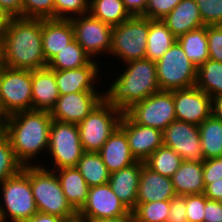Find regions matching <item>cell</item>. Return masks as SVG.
<instances>
[{
    "instance_id": "6da1fadb",
    "label": "cell",
    "mask_w": 222,
    "mask_h": 222,
    "mask_svg": "<svg viewBox=\"0 0 222 222\" xmlns=\"http://www.w3.org/2000/svg\"><path fill=\"white\" fill-rule=\"evenodd\" d=\"M0 50L5 67L31 71L47 67L42 46V19L11 18L1 36Z\"/></svg>"
},
{
    "instance_id": "7a4b0ae2",
    "label": "cell",
    "mask_w": 222,
    "mask_h": 222,
    "mask_svg": "<svg viewBox=\"0 0 222 222\" xmlns=\"http://www.w3.org/2000/svg\"><path fill=\"white\" fill-rule=\"evenodd\" d=\"M52 120L50 112L40 110L19 111L6 117L4 134L23 166L41 164L38 159L42 158L37 157L47 154Z\"/></svg>"
},
{
    "instance_id": "3957f363",
    "label": "cell",
    "mask_w": 222,
    "mask_h": 222,
    "mask_svg": "<svg viewBox=\"0 0 222 222\" xmlns=\"http://www.w3.org/2000/svg\"><path fill=\"white\" fill-rule=\"evenodd\" d=\"M120 65L124 69L121 67V73H114V80L107 79L112 82H105L109 88L103 90V98L111 106L124 113L133 104L161 91L155 61L139 59Z\"/></svg>"
},
{
    "instance_id": "277c9868",
    "label": "cell",
    "mask_w": 222,
    "mask_h": 222,
    "mask_svg": "<svg viewBox=\"0 0 222 222\" xmlns=\"http://www.w3.org/2000/svg\"><path fill=\"white\" fill-rule=\"evenodd\" d=\"M44 165H29V179L39 212L56 215L66 220L77 217V211L67 201L54 170Z\"/></svg>"
},
{
    "instance_id": "5b68a950",
    "label": "cell",
    "mask_w": 222,
    "mask_h": 222,
    "mask_svg": "<svg viewBox=\"0 0 222 222\" xmlns=\"http://www.w3.org/2000/svg\"><path fill=\"white\" fill-rule=\"evenodd\" d=\"M0 191V210L4 222H27L38 212L29 179V165L2 182Z\"/></svg>"
},
{
    "instance_id": "8992f818",
    "label": "cell",
    "mask_w": 222,
    "mask_h": 222,
    "mask_svg": "<svg viewBox=\"0 0 222 222\" xmlns=\"http://www.w3.org/2000/svg\"><path fill=\"white\" fill-rule=\"evenodd\" d=\"M149 18L131 16L123 23L112 28L110 56L124 64L130 61L145 59Z\"/></svg>"
},
{
    "instance_id": "52a82bcc",
    "label": "cell",
    "mask_w": 222,
    "mask_h": 222,
    "mask_svg": "<svg viewBox=\"0 0 222 222\" xmlns=\"http://www.w3.org/2000/svg\"><path fill=\"white\" fill-rule=\"evenodd\" d=\"M80 140V132L77 124L52 120L49 133V144L46 155L52 162L48 163L50 170H58L64 167H76L84 153Z\"/></svg>"
},
{
    "instance_id": "ba28073f",
    "label": "cell",
    "mask_w": 222,
    "mask_h": 222,
    "mask_svg": "<svg viewBox=\"0 0 222 222\" xmlns=\"http://www.w3.org/2000/svg\"><path fill=\"white\" fill-rule=\"evenodd\" d=\"M123 112L105 100L99 103L79 124L80 140L85 152H99L119 126Z\"/></svg>"
},
{
    "instance_id": "9c48e42d",
    "label": "cell",
    "mask_w": 222,
    "mask_h": 222,
    "mask_svg": "<svg viewBox=\"0 0 222 222\" xmlns=\"http://www.w3.org/2000/svg\"><path fill=\"white\" fill-rule=\"evenodd\" d=\"M156 69L161 91H173L196 85L197 68L187 58L177 41L156 61Z\"/></svg>"
},
{
    "instance_id": "30bf717a",
    "label": "cell",
    "mask_w": 222,
    "mask_h": 222,
    "mask_svg": "<svg viewBox=\"0 0 222 222\" xmlns=\"http://www.w3.org/2000/svg\"><path fill=\"white\" fill-rule=\"evenodd\" d=\"M32 71L0 69V107L9 116L19 111L32 110Z\"/></svg>"
},
{
    "instance_id": "8fae6325",
    "label": "cell",
    "mask_w": 222,
    "mask_h": 222,
    "mask_svg": "<svg viewBox=\"0 0 222 222\" xmlns=\"http://www.w3.org/2000/svg\"><path fill=\"white\" fill-rule=\"evenodd\" d=\"M134 123L163 131L176 120L173 91H159L124 112Z\"/></svg>"
},
{
    "instance_id": "7c38bea8",
    "label": "cell",
    "mask_w": 222,
    "mask_h": 222,
    "mask_svg": "<svg viewBox=\"0 0 222 222\" xmlns=\"http://www.w3.org/2000/svg\"><path fill=\"white\" fill-rule=\"evenodd\" d=\"M70 21L76 42L91 58L97 60L99 55L109 56L113 27L93 17L90 13L72 17Z\"/></svg>"
},
{
    "instance_id": "4fadbf2b",
    "label": "cell",
    "mask_w": 222,
    "mask_h": 222,
    "mask_svg": "<svg viewBox=\"0 0 222 222\" xmlns=\"http://www.w3.org/2000/svg\"><path fill=\"white\" fill-rule=\"evenodd\" d=\"M85 222L90 220L133 216L126 205L115 195L108 183L89 188L87 200L77 212Z\"/></svg>"
},
{
    "instance_id": "5bb4252c",
    "label": "cell",
    "mask_w": 222,
    "mask_h": 222,
    "mask_svg": "<svg viewBox=\"0 0 222 222\" xmlns=\"http://www.w3.org/2000/svg\"><path fill=\"white\" fill-rule=\"evenodd\" d=\"M163 145L173 149L183 161H203L197 125L175 120L162 131Z\"/></svg>"
},
{
    "instance_id": "9a60e30c",
    "label": "cell",
    "mask_w": 222,
    "mask_h": 222,
    "mask_svg": "<svg viewBox=\"0 0 222 222\" xmlns=\"http://www.w3.org/2000/svg\"><path fill=\"white\" fill-rule=\"evenodd\" d=\"M97 91H81L60 95L50 114L52 119L72 124H79L103 98L102 86ZM101 91V93H100Z\"/></svg>"
},
{
    "instance_id": "2e32d148",
    "label": "cell",
    "mask_w": 222,
    "mask_h": 222,
    "mask_svg": "<svg viewBox=\"0 0 222 222\" xmlns=\"http://www.w3.org/2000/svg\"><path fill=\"white\" fill-rule=\"evenodd\" d=\"M176 120L199 126L212 114V98L196 86L173 90Z\"/></svg>"
},
{
    "instance_id": "e0dca14e",
    "label": "cell",
    "mask_w": 222,
    "mask_h": 222,
    "mask_svg": "<svg viewBox=\"0 0 222 222\" xmlns=\"http://www.w3.org/2000/svg\"><path fill=\"white\" fill-rule=\"evenodd\" d=\"M119 127L125 132L130 151L137 161L144 162L163 145L160 129L134 123L125 113L122 115Z\"/></svg>"
},
{
    "instance_id": "ac0fdd59",
    "label": "cell",
    "mask_w": 222,
    "mask_h": 222,
    "mask_svg": "<svg viewBox=\"0 0 222 222\" xmlns=\"http://www.w3.org/2000/svg\"><path fill=\"white\" fill-rule=\"evenodd\" d=\"M100 60H92L88 65L68 70H55V80L60 95L81 91H96L100 81Z\"/></svg>"
},
{
    "instance_id": "d6986e66",
    "label": "cell",
    "mask_w": 222,
    "mask_h": 222,
    "mask_svg": "<svg viewBox=\"0 0 222 222\" xmlns=\"http://www.w3.org/2000/svg\"><path fill=\"white\" fill-rule=\"evenodd\" d=\"M175 195L172 179L153 171L143 162L136 203L171 200Z\"/></svg>"
},
{
    "instance_id": "ffe728a7",
    "label": "cell",
    "mask_w": 222,
    "mask_h": 222,
    "mask_svg": "<svg viewBox=\"0 0 222 222\" xmlns=\"http://www.w3.org/2000/svg\"><path fill=\"white\" fill-rule=\"evenodd\" d=\"M74 39L70 19H42V46L47 63Z\"/></svg>"
},
{
    "instance_id": "44dd1931",
    "label": "cell",
    "mask_w": 222,
    "mask_h": 222,
    "mask_svg": "<svg viewBox=\"0 0 222 222\" xmlns=\"http://www.w3.org/2000/svg\"><path fill=\"white\" fill-rule=\"evenodd\" d=\"M32 110L51 112L60 93L55 70L48 67L32 70Z\"/></svg>"
},
{
    "instance_id": "7402d4cb",
    "label": "cell",
    "mask_w": 222,
    "mask_h": 222,
    "mask_svg": "<svg viewBox=\"0 0 222 222\" xmlns=\"http://www.w3.org/2000/svg\"><path fill=\"white\" fill-rule=\"evenodd\" d=\"M98 153L110 173L137 162L130 151L126 134L119 126Z\"/></svg>"
},
{
    "instance_id": "603a6c76",
    "label": "cell",
    "mask_w": 222,
    "mask_h": 222,
    "mask_svg": "<svg viewBox=\"0 0 222 222\" xmlns=\"http://www.w3.org/2000/svg\"><path fill=\"white\" fill-rule=\"evenodd\" d=\"M142 161L110 173L108 184L115 193V195L132 211L136 207L137 191Z\"/></svg>"
},
{
    "instance_id": "cb8c5ba5",
    "label": "cell",
    "mask_w": 222,
    "mask_h": 222,
    "mask_svg": "<svg viewBox=\"0 0 222 222\" xmlns=\"http://www.w3.org/2000/svg\"><path fill=\"white\" fill-rule=\"evenodd\" d=\"M162 21L176 38L204 26L195 0H182Z\"/></svg>"
},
{
    "instance_id": "d4e9b609",
    "label": "cell",
    "mask_w": 222,
    "mask_h": 222,
    "mask_svg": "<svg viewBox=\"0 0 222 222\" xmlns=\"http://www.w3.org/2000/svg\"><path fill=\"white\" fill-rule=\"evenodd\" d=\"M171 179L176 195L204 193L203 161H183Z\"/></svg>"
},
{
    "instance_id": "484cf974",
    "label": "cell",
    "mask_w": 222,
    "mask_h": 222,
    "mask_svg": "<svg viewBox=\"0 0 222 222\" xmlns=\"http://www.w3.org/2000/svg\"><path fill=\"white\" fill-rule=\"evenodd\" d=\"M54 171L67 201L78 212L87 200L90 187L76 167H64Z\"/></svg>"
},
{
    "instance_id": "4316f807",
    "label": "cell",
    "mask_w": 222,
    "mask_h": 222,
    "mask_svg": "<svg viewBox=\"0 0 222 222\" xmlns=\"http://www.w3.org/2000/svg\"><path fill=\"white\" fill-rule=\"evenodd\" d=\"M187 58L198 69L209 59L207 26L191 30L177 38Z\"/></svg>"
},
{
    "instance_id": "83f0119b",
    "label": "cell",
    "mask_w": 222,
    "mask_h": 222,
    "mask_svg": "<svg viewBox=\"0 0 222 222\" xmlns=\"http://www.w3.org/2000/svg\"><path fill=\"white\" fill-rule=\"evenodd\" d=\"M176 41L177 38L162 20L149 19L145 59L156 62Z\"/></svg>"
},
{
    "instance_id": "f1b7e54d",
    "label": "cell",
    "mask_w": 222,
    "mask_h": 222,
    "mask_svg": "<svg viewBox=\"0 0 222 222\" xmlns=\"http://www.w3.org/2000/svg\"><path fill=\"white\" fill-rule=\"evenodd\" d=\"M198 128L204 160L222 157V121L211 114Z\"/></svg>"
},
{
    "instance_id": "f546056e",
    "label": "cell",
    "mask_w": 222,
    "mask_h": 222,
    "mask_svg": "<svg viewBox=\"0 0 222 222\" xmlns=\"http://www.w3.org/2000/svg\"><path fill=\"white\" fill-rule=\"evenodd\" d=\"M76 168L89 187L108 183L110 172L98 152H84Z\"/></svg>"
},
{
    "instance_id": "4dcf8cb0",
    "label": "cell",
    "mask_w": 222,
    "mask_h": 222,
    "mask_svg": "<svg viewBox=\"0 0 222 222\" xmlns=\"http://www.w3.org/2000/svg\"><path fill=\"white\" fill-rule=\"evenodd\" d=\"M93 58L74 39L60 50L49 62L51 70H68L88 65Z\"/></svg>"
},
{
    "instance_id": "1f68e13d",
    "label": "cell",
    "mask_w": 222,
    "mask_h": 222,
    "mask_svg": "<svg viewBox=\"0 0 222 222\" xmlns=\"http://www.w3.org/2000/svg\"><path fill=\"white\" fill-rule=\"evenodd\" d=\"M89 13L111 27L131 17L122 0H90Z\"/></svg>"
},
{
    "instance_id": "d6a6232c",
    "label": "cell",
    "mask_w": 222,
    "mask_h": 222,
    "mask_svg": "<svg viewBox=\"0 0 222 222\" xmlns=\"http://www.w3.org/2000/svg\"><path fill=\"white\" fill-rule=\"evenodd\" d=\"M195 86L211 98L222 94V63L212 59L206 60L197 69Z\"/></svg>"
},
{
    "instance_id": "836d02e7",
    "label": "cell",
    "mask_w": 222,
    "mask_h": 222,
    "mask_svg": "<svg viewBox=\"0 0 222 222\" xmlns=\"http://www.w3.org/2000/svg\"><path fill=\"white\" fill-rule=\"evenodd\" d=\"M182 162L183 159L180 155L165 145L156 149L144 161V163L153 171L170 178L179 169Z\"/></svg>"
},
{
    "instance_id": "e575fe53",
    "label": "cell",
    "mask_w": 222,
    "mask_h": 222,
    "mask_svg": "<svg viewBox=\"0 0 222 222\" xmlns=\"http://www.w3.org/2000/svg\"><path fill=\"white\" fill-rule=\"evenodd\" d=\"M170 200L136 203L131 211L134 222H167Z\"/></svg>"
},
{
    "instance_id": "d590c367",
    "label": "cell",
    "mask_w": 222,
    "mask_h": 222,
    "mask_svg": "<svg viewBox=\"0 0 222 222\" xmlns=\"http://www.w3.org/2000/svg\"><path fill=\"white\" fill-rule=\"evenodd\" d=\"M23 169V164L16 158L15 152L8 137L0 135V184L7 178L18 174Z\"/></svg>"
},
{
    "instance_id": "8d00e7d4",
    "label": "cell",
    "mask_w": 222,
    "mask_h": 222,
    "mask_svg": "<svg viewBox=\"0 0 222 222\" xmlns=\"http://www.w3.org/2000/svg\"><path fill=\"white\" fill-rule=\"evenodd\" d=\"M22 17L55 19L54 0H22Z\"/></svg>"
},
{
    "instance_id": "74e56055",
    "label": "cell",
    "mask_w": 222,
    "mask_h": 222,
    "mask_svg": "<svg viewBox=\"0 0 222 222\" xmlns=\"http://www.w3.org/2000/svg\"><path fill=\"white\" fill-rule=\"evenodd\" d=\"M55 19H70L89 13L90 0H54Z\"/></svg>"
},
{
    "instance_id": "f35d334b",
    "label": "cell",
    "mask_w": 222,
    "mask_h": 222,
    "mask_svg": "<svg viewBox=\"0 0 222 222\" xmlns=\"http://www.w3.org/2000/svg\"><path fill=\"white\" fill-rule=\"evenodd\" d=\"M204 26L222 25V0H195Z\"/></svg>"
},
{
    "instance_id": "ab89813d",
    "label": "cell",
    "mask_w": 222,
    "mask_h": 222,
    "mask_svg": "<svg viewBox=\"0 0 222 222\" xmlns=\"http://www.w3.org/2000/svg\"><path fill=\"white\" fill-rule=\"evenodd\" d=\"M207 199L204 193L185 195L186 218L188 222H203Z\"/></svg>"
},
{
    "instance_id": "60d3db41",
    "label": "cell",
    "mask_w": 222,
    "mask_h": 222,
    "mask_svg": "<svg viewBox=\"0 0 222 222\" xmlns=\"http://www.w3.org/2000/svg\"><path fill=\"white\" fill-rule=\"evenodd\" d=\"M181 1L182 0H148L143 16L151 20H162Z\"/></svg>"
},
{
    "instance_id": "b9f144b4",
    "label": "cell",
    "mask_w": 222,
    "mask_h": 222,
    "mask_svg": "<svg viewBox=\"0 0 222 222\" xmlns=\"http://www.w3.org/2000/svg\"><path fill=\"white\" fill-rule=\"evenodd\" d=\"M209 59L222 63V25L207 26Z\"/></svg>"
},
{
    "instance_id": "7bdbcfd3",
    "label": "cell",
    "mask_w": 222,
    "mask_h": 222,
    "mask_svg": "<svg viewBox=\"0 0 222 222\" xmlns=\"http://www.w3.org/2000/svg\"><path fill=\"white\" fill-rule=\"evenodd\" d=\"M222 179V157L203 160V180L205 187Z\"/></svg>"
},
{
    "instance_id": "ee69618b",
    "label": "cell",
    "mask_w": 222,
    "mask_h": 222,
    "mask_svg": "<svg viewBox=\"0 0 222 222\" xmlns=\"http://www.w3.org/2000/svg\"><path fill=\"white\" fill-rule=\"evenodd\" d=\"M167 222H188L186 218L185 195H175L170 200Z\"/></svg>"
},
{
    "instance_id": "f6af8a7d",
    "label": "cell",
    "mask_w": 222,
    "mask_h": 222,
    "mask_svg": "<svg viewBox=\"0 0 222 222\" xmlns=\"http://www.w3.org/2000/svg\"><path fill=\"white\" fill-rule=\"evenodd\" d=\"M203 222H222V205L216 200H206Z\"/></svg>"
},
{
    "instance_id": "bcb514c9",
    "label": "cell",
    "mask_w": 222,
    "mask_h": 222,
    "mask_svg": "<svg viewBox=\"0 0 222 222\" xmlns=\"http://www.w3.org/2000/svg\"><path fill=\"white\" fill-rule=\"evenodd\" d=\"M131 16H143L148 0H122Z\"/></svg>"
},
{
    "instance_id": "7dc6e473",
    "label": "cell",
    "mask_w": 222,
    "mask_h": 222,
    "mask_svg": "<svg viewBox=\"0 0 222 222\" xmlns=\"http://www.w3.org/2000/svg\"><path fill=\"white\" fill-rule=\"evenodd\" d=\"M0 6L12 17H22V0H0Z\"/></svg>"
},
{
    "instance_id": "c3c4849f",
    "label": "cell",
    "mask_w": 222,
    "mask_h": 222,
    "mask_svg": "<svg viewBox=\"0 0 222 222\" xmlns=\"http://www.w3.org/2000/svg\"><path fill=\"white\" fill-rule=\"evenodd\" d=\"M204 195L210 200L219 201L222 199V179L214 181L205 187Z\"/></svg>"
},
{
    "instance_id": "681fc988",
    "label": "cell",
    "mask_w": 222,
    "mask_h": 222,
    "mask_svg": "<svg viewBox=\"0 0 222 222\" xmlns=\"http://www.w3.org/2000/svg\"><path fill=\"white\" fill-rule=\"evenodd\" d=\"M66 219L43 212H37L27 222H65Z\"/></svg>"
},
{
    "instance_id": "f907efd6",
    "label": "cell",
    "mask_w": 222,
    "mask_h": 222,
    "mask_svg": "<svg viewBox=\"0 0 222 222\" xmlns=\"http://www.w3.org/2000/svg\"><path fill=\"white\" fill-rule=\"evenodd\" d=\"M212 114L222 121V94L212 98Z\"/></svg>"
},
{
    "instance_id": "816d5d0a",
    "label": "cell",
    "mask_w": 222,
    "mask_h": 222,
    "mask_svg": "<svg viewBox=\"0 0 222 222\" xmlns=\"http://www.w3.org/2000/svg\"><path fill=\"white\" fill-rule=\"evenodd\" d=\"M11 16L0 6V39L5 31V29L9 26Z\"/></svg>"
},
{
    "instance_id": "f5cc1de1",
    "label": "cell",
    "mask_w": 222,
    "mask_h": 222,
    "mask_svg": "<svg viewBox=\"0 0 222 222\" xmlns=\"http://www.w3.org/2000/svg\"><path fill=\"white\" fill-rule=\"evenodd\" d=\"M89 222H134V219L133 216H124V217L90 220Z\"/></svg>"
},
{
    "instance_id": "db71d44e",
    "label": "cell",
    "mask_w": 222,
    "mask_h": 222,
    "mask_svg": "<svg viewBox=\"0 0 222 222\" xmlns=\"http://www.w3.org/2000/svg\"><path fill=\"white\" fill-rule=\"evenodd\" d=\"M6 117L0 107V135L5 132Z\"/></svg>"
},
{
    "instance_id": "11a10c76",
    "label": "cell",
    "mask_w": 222,
    "mask_h": 222,
    "mask_svg": "<svg viewBox=\"0 0 222 222\" xmlns=\"http://www.w3.org/2000/svg\"><path fill=\"white\" fill-rule=\"evenodd\" d=\"M65 222H84V220L77 216L73 219L66 220Z\"/></svg>"
},
{
    "instance_id": "9f6ffc18",
    "label": "cell",
    "mask_w": 222,
    "mask_h": 222,
    "mask_svg": "<svg viewBox=\"0 0 222 222\" xmlns=\"http://www.w3.org/2000/svg\"><path fill=\"white\" fill-rule=\"evenodd\" d=\"M2 66H3V64H2V56H1V53H0V69H1Z\"/></svg>"
},
{
    "instance_id": "6f0895ef",
    "label": "cell",
    "mask_w": 222,
    "mask_h": 222,
    "mask_svg": "<svg viewBox=\"0 0 222 222\" xmlns=\"http://www.w3.org/2000/svg\"><path fill=\"white\" fill-rule=\"evenodd\" d=\"M0 222H4L1 210H0Z\"/></svg>"
}]
</instances>
